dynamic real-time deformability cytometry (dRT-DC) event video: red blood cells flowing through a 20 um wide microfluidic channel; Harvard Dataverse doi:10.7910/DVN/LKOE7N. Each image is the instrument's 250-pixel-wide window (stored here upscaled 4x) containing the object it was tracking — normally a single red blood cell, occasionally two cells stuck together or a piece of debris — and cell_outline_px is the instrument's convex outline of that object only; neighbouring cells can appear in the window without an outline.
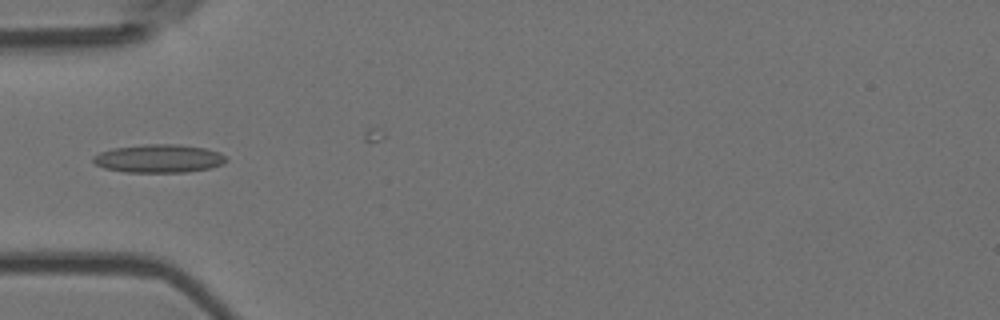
{"species": "Egyptian fruit bat (a non-hibernating species)", "species_latin": "Rousettus aegyptiacus", "temperature_condition": "room temperature", "stored_images_in_passage": 7, "camera_frame_rate_fps": 3000, "um_per_image_px": 0.085, "animal": {"sex": "female"}, "frame": {"image": 1, "passage_image": 5, "time_ms": 1.333, "image_size_px": [1000, 320], "cell_outline_px": [[228, 160], [224, 164], [212, 168], [188, 172], [124, 172], [104, 168], [96, 164], [92, 160], [92, 156], [100, 152], [112, 148], [144, 144], [180, 144], [204, 148], [220, 152], [228, 156]], "centroid_in_image_um": [13.55, 13.47], "position_along_channel_um": 71.5, "area_um2": 22.25}}
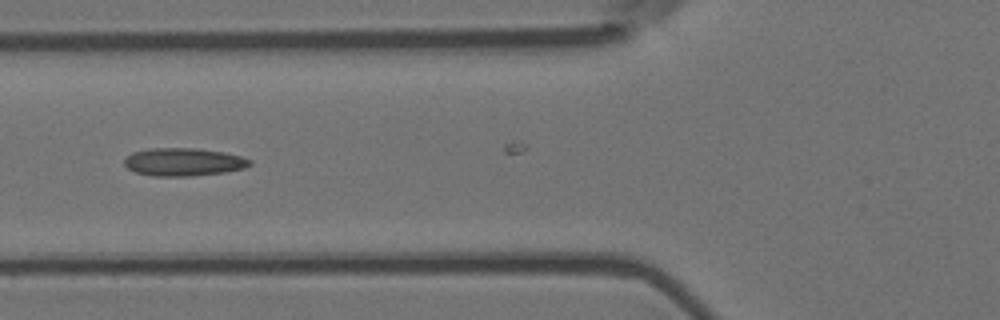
{"frame": {"image": 2, "passage_image": 6, "time_ms": 1.667, "image_size_px": [1000, 320], "cell_outline_px": [[252, 164], [244, 168], [224, 172], [192, 176], [152, 176], [136, 172], [128, 168], [124, 164], [124, 156], [132, 152], [148, 148], [196, 148], [224, 152], [240, 156], [252, 160]], "centroid_in_image_um": [15.57, 13.76], "position_along_channel_um": 110.2, "area_um2": 20.58}}